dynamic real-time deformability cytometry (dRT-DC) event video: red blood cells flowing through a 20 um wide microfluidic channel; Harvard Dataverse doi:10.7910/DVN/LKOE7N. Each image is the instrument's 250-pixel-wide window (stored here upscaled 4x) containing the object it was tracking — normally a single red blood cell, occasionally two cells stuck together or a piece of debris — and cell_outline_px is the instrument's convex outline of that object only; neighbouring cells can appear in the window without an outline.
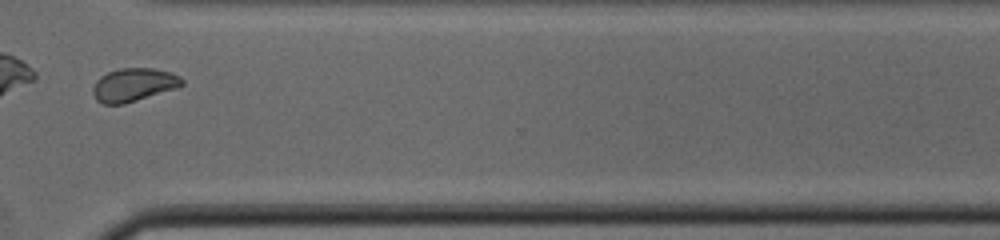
{"species": "common noctule bat (a hibernating species)", "species_latin": "Nyctalus noctula", "temperature_condition": "cold", "stored_images_in_passage": 35, "camera_frame_rate_fps": 3000, "um_per_image_px": 0.085, "animal": {"sex": "male", "body_mass_g": 19.0, "forearm_length_mm": 50.8}, "frame": {"image": 1, "passage_image": 25, "time_ms": 8.0, "image_size_px": [1000, 240], "cell_outline_px": [[184, 84], [180, 88], [124, 104], [104, 104], [96, 100], [92, 92], [92, 88], [96, 80], [100, 76], [108, 72], [120, 68], [152, 68], [168, 72], [180, 76], [184, 80]], "centroid_in_image_um": [11.38, 7.22], "position_along_channel_um": 359.2, "area_um2": 17.51}}